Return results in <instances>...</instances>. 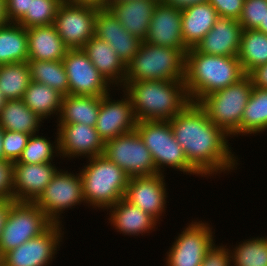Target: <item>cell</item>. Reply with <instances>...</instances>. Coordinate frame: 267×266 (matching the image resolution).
Returning <instances> with one entry per match:
<instances>
[{
	"label": "cell",
	"instance_id": "cell-5",
	"mask_svg": "<svg viewBox=\"0 0 267 266\" xmlns=\"http://www.w3.org/2000/svg\"><path fill=\"white\" fill-rule=\"evenodd\" d=\"M187 50L142 41L138 52L126 64L124 83L147 80H184Z\"/></svg>",
	"mask_w": 267,
	"mask_h": 266
},
{
	"label": "cell",
	"instance_id": "cell-46",
	"mask_svg": "<svg viewBox=\"0 0 267 266\" xmlns=\"http://www.w3.org/2000/svg\"><path fill=\"white\" fill-rule=\"evenodd\" d=\"M12 206V199H0V236Z\"/></svg>",
	"mask_w": 267,
	"mask_h": 266
},
{
	"label": "cell",
	"instance_id": "cell-10",
	"mask_svg": "<svg viewBox=\"0 0 267 266\" xmlns=\"http://www.w3.org/2000/svg\"><path fill=\"white\" fill-rule=\"evenodd\" d=\"M186 225L166 252L164 266H201L205 254L215 244L214 227L209 222L193 219Z\"/></svg>",
	"mask_w": 267,
	"mask_h": 266
},
{
	"label": "cell",
	"instance_id": "cell-38",
	"mask_svg": "<svg viewBox=\"0 0 267 266\" xmlns=\"http://www.w3.org/2000/svg\"><path fill=\"white\" fill-rule=\"evenodd\" d=\"M266 13L267 0H244L238 22L243 30L256 29L260 23H264Z\"/></svg>",
	"mask_w": 267,
	"mask_h": 266
},
{
	"label": "cell",
	"instance_id": "cell-7",
	"mask_svg": "<svg viewBox=\"0 0 267 266\" xmlns=\"http://www.w3.org/2000/svg\"><path fill=\"white\" fill-rule=\"evenodd\" d=\"M136 131L149 149L157 173L165 174L166 168L185 175L201 176L186 159L182 146L176 141L169 121H137Z\"/></svg>",
	"mask_w": 267,
	"mask_h": 266
},
{
	"label": "cell",
	"instance_id": "cell-22",
	"mask_svg": "<svg viewBox=\"0 0 267 266\" xmlns=\"http://www.w3.org/2000/svg\"><path fill=\"white\" fill-rule=\"evenodd\" d=\"M242 30L237 19L219 17L195 49L210 55L238 56Z\"/></svg>",
	"mask_w": 267,
	"mask_h": 266
},
{
	"label": "cell",
	"instance_id": "cell-12",
	"mask_svg": "<svg viewBox=\"0 0 267 266\" xmlns=\"http://www.w3.org/2000/svg\"><path fill=\"white\" fill-rule=\"evenodd\" d=\"M64 224H53L40 236L3 255V266H51L64 240ZM58 248V249H57Z\"/></svg>",
	"mask_w": 267,
	"mask_h": 266
},
{
	"label": "cell",
	"instance_id": "cell-6",
	"mask_svg": "<svg viewBox=\"0 0 267 266\" xmlns=\"http://www.w3.org/2000/svg\"><path fill=\"white\" fill-rule=\"evenodd\" d=\"M252 81L246 74L238 82L205 96L198 104L209 120L231 138L241 136V117L252 92Z\"/></svg>",
	"mask_w": 267,
	"mask_h": 266
},
{
	"label": "cell",
	"instance_id": "cell-27",
	"mask_svg": "<svg viewBox=\"0 0 267 266\" xmlns=\"http://www.w3.org/2000/svg\"><path fill=\"white\" fill-rule=\"evenodd\" d=\"M102 96L67 95L63 96L61 111L56 126L82 123L95 126Z\"/></svg>",
	"mask_w": 267,
	"mask_h": 266
},
{
	"label": "cell",
	"instance_id": "cell-23",
	"mask_svg": "<svg viewBox=\"0 0 267 266\" xmlns=\"http://www.w3.org/2000/svg\"><path fill=\"white\" fill-rule=\"evenodd\" d=\"M82 49L92 64L114 89L115 87H118V89L123 87L126 64L107 42L94 35Z\"/></svg>",
	"mask_w": 267,
	"mask_h": 266
},
{
	"label": "cell",
	"instance_id": "cell-34",
	"mask_svg": "<svg viewBox=\"0 0 267 266\" xmlns=\"http://www.w3.org/2000/svg\"><path fill=\"white\" fill-rule=\"evenodd\" d=\"M31 82L27 62L0 65V91L7 100H19Z\"/></svg>",
	"mask_w": 267,
	"mask_h": 266
},
{
	"label": "cell",
	"instance_id": "cell-28",
	"mask_svg": "<svg viewBox=\"0 0 267 266\" xmlns=\"http://www.w3.org/2000/svg\"><path fill=\"white\" fill-rule=\"evenodd\" d=\"M43 119L34 113L22 99L7 100L0 112V126L4 130L23 132L29 135L39 133Z\"/></svg>",
	"mask_w": 267,
	"mask_h": 266
},
{
	"label": "cell",
	"instance_id": "cell-29",
	"mask_svg": "<svg viewBox=\"0 0 267 266\" xmlns=\"http://www.w3.org/2000/svg\"><path fill=\"white\" fill-rule=\"evenodd\" d=\"M62 99L63 95L57 90L35 81L30 82L22 98L23 102L43 121L54 116L58 119Z\"/></svg>",
	"mask_w": 267,
	"mask_h": 266
},
{
	"label": "cell",
	"instance_id": "cell-41",
	"mask_svg": "<svg viewBox=\"0 0 267 266\" xmlns=\"http://www.w3.org/2000/svg\"><path fill=\"white\" fill-rule=\"evenodd\" d=\"M215 8L219 17L239 19L243 10L244 0H208Z\"/></svg>",
	"mask_w": 267,
	"mask_h": 266
},
{
	"label": "cell",
	"instance_id": "cell-43",
	"mask_svg": "<svg viewBox=\"0 0 267 266\" xmlns=\"http://www.w3.org/2000/svg\"><path fill=\"white\" fill-rule=\"evenodd\" d=\"M31 0H4L5 17L8 23H18L27 11Z\"/></svg>",
	"mask_w": 267,
	"mask_h": 266
},
{
	"label": "cell",
	"instance_id": "cell-31",
	"mask_svg": "<svg viewBox=\"0 0 267 266\" xmlns=\"http://www.w3.org/2000/svg\"><path fill=\"white\" fill-rule=\"evenodd\" d=\"M267 130V89L252 87L241 117V136L258 135Z\"/></svg>",
	"mask_w": 267,
	"mask_h": 266
},
{
	"label": "cell",
	"instance_id": "cell-42",
	"mask_svg": "<svg viewBox=\"0 0 267 266\" xmlns=\"http://www.w3.org/2000/svg\"><path fill=\"white\" fill-rule=\"evenodd\" d=\"M0 199L13 200V163L0 160Z\"/></svg>",
	"mask_w": 267,
	"mask_h": 266
},
{
	"label": "cell",
	"instance_id": "cell-40",
	"mask_svg": "<svg viewBox=\"0 0 267 266\" xmlns=\"http://www.w3.org/2000/svg\"><path fill=\"white\" fill-rule=\"evenodd\" d=\"M201 266H232L230 249L223 243H215L205 254Z\"/></svg>",
	"mask_w": 267,
	"mask_h": 266
},
{
	"label": "cell",
	"instance_id": "cell-45",
	"mask_svg": "<svg viewBox=\"0 0 267 266\" xmlns=\"http://www.w3.org/2000/svg\"><path fill=\"white\" fill-rule=\"evenodd\" d=\"M163 4L183 10L187 7L207 3L208 0H160Z\"/></svg>",
	"mask_w": 267,
	"mask_h": 266
},
{
	"label": "cell",
	"instance_id": "cell-1",
	"mask_svg": "<svg viewBox=\"0 0 267 266\" xmlns=\"http://www.w3.org/2000/svg\"><path fill=\"white\" fill-rule=\"evenodd\" d=\"M169 123L186 159L201 177L228 175L240 165L238 156L229 146L230 136L209 120L198 103L190 102Z\"/></svg>",
	"mask_w": 267,
	"mask_h": 266
},
{
	"label": "cell",
	"instance_id": "cell-3",
	"mask_svg": "<svg viewBox=\"0 0 267 266\" xmlns=\"http://www.w3.org/2000/svg\"><path fill=\"white\" fill-rule=\"evenodd\" d=\"M246 74L238 56L210 55L190 48L186 52L184 84L190 102L238 82Z\"/></svg>",
	"mask_w": 267,
	"mask_h": 266
},
{
	"label": "cell",
	"instance_id": "cell-18",
	"mask_svg": "<svg viewBox=\"0 0 267 266\" xmlns=\"http://www.w3.org/2000/svg\"><path fill=\"white\" fill-rule=\"evenodd\" d=\"M54 163H13V200L34 202L59 170Z\"/></svg>",
	"mask_w": 267,
	"mask_h": 266
},
{
	"label": "cell",
	"instance_id": "cell-39",
	"mask_svg": "<svg viewBox=\"0 0 267 266\" xmlns=\"http://www.w3.org/2000/svg\"><path fill=\"white\" fill-rule=\"evenodd\" d=\"M29 134L4 130L3 153L4 158L10 162H16L26 147Z\"/></svg>",
	"mask_w": 267,
	"mask_h": 266
},
{
	"label": "cell",
	"instance_id": "cell-52",
	"mask_svg": "<svg viewBox=\"0 0 267 266\" xmlns=\"http://www.w3.org/2000/svg\"><path fill=\"white\" fill-rule=\"evenodd\" d=\"M126 1H131V0H108L107 4H119V3H123Z\"/></svg>",
	"mask_w": 267,
	"mask_h": 266
},
{
	"label": "cell",
	"instance_id": "cell-36",
	"mask_svg": "<svg viewBox=\"0 0 267 266\" xmlns=\"http://www.w3.org/2000/svg\"><path fill=\"white\" fill-rule=\"evenodd\" d=\"M55 134L54 141L50 140V137L46 138V136H40L38 133L30 135L20 158L13 163H53L54 158L60 157L58 132H55Z\"/></svg>",
	"mask_w": 267,
	"mask_h": 266
},
{
	"label": "cell",
	"instance_id": "cell-25",
	"mask_svg": "<svg viewBox=\"0 0 267 266\" xmlns=\"http://www.w3.org/2000/svg\"><path fill=\"white\" fill-rule=\"evenodd\" d=\"M27 35L28 60H62L69 50L54 25L27 28Z\"/></svg>",
	"mask_w": 267,
	"mask_h": 266
},
{
	"label": "cell",
	"instance_id": "cell-44",
	"mask_svg": "<svg viewBox=\"0 0 267 266\" xmlns=\"http://www.w3.org/2000/svg\"><path fill=\"white\" fill-rule=\"evenodd\" d=\"M247 75L253 87L267 89V63L255 67Z\"/></svg>",
	"mask_w": 267,
	"mask_h": 266
},
{
	"label": "cell",
	"instance_id": "cell-11",
	"mask_svg": "<svg viewBox=\"0 0 267 266\" xmlns=\"http://www.w3.org/2000/svg\"><path fill=\"white\" fill-rule=\"evenodd\" d=\"M103 154L130 178L157 174L151 153L136 130L106 141Z\"/></svg>",
	"mask_w": 267,
	"mask_h": 266
},
{
	"label": "cell",
	"instance_id": "cell-53",
	"mask_svg": "<svg viewBox=\"0 0 267 266\" xmlns=\"http://www.w3.org/2000/svg\"><path fill=\"white\" fill-rule=\"evenodd\" d=\"M0 266H3V255L0 252Z\"/></svg>",
	"mask_w": 267,
	"mask_h": 266
},
{
	"label": "cell",
	"instance_id": "cell-24",
	"mask_svg": "<svg viewBox=\"0 0 267 266\" xmlns=\"http://www.w3.org/2000/svg\"><path fill=\"white\" fill-rule=\"evenodd\" d=\"M160 0H131L119 4H107L121 25L135 37L144 41L154 9Z\"/></svg>",
	"mask_w": 267,
	"mask_h": 266
},
{
	"label": "cell",
	"instance_id": "cell-37",
	"mask_svg": "<svg viewBox=\"0 0 267 266\" xmlns=\"http://www.w3.org/2000/svg\"><path fill=\"white\" fill-rule=\"evenodd\" d=\"M64 0H31L30 11L18 22L26 29L34 26L53 25L58 7Z\"/></svg>",
	"mask_w": 267,
	"mask_h": 266
},
{
	"label": "cell",
	"instance_id": "cell-21",
	"mask_svg": "<svg viewBox=\"0 0 267 266\" xmlns=\"http://www.w3.org/2000/svg\"><path fill=\"white\" fill-rule=\"evenodd\" d=\"M106 212L107 214L109 212L108 223L116 232H120L119 234L122 233L124 236L137 237L141 235L145 237L146 234L150 235L151 232L156 231L158 224H160L153 216L133 205L124 197L109 207Z\"/></svg>",
	"mask_w": 267,
	"mask_h": 266
},
{
	"label": "cell",
	"instance_id": "cell-4",
	"mask_svg": "<svg viewBox=\"0 0 267 266\" xmlns=\"http://www.w3.org/2000/svg\"><path fill=\"white\" fill-rule=\"evenodd\" d=\"M79 168L85 205L106 211L125 196L129 175L104 154L86 159Z\"/></svg>",
	"mask_w": 267,
	"mask_h": 266
},
{
	"label": "cell",
	"instance_id": "cell-48",
	"mask_svg": "<svg viewBox=\"0 0 267 266\" xmlns=\"http://www.w3.org/2000/svg\"><path fill=\"white\" fill-rule=\"evenodd\" d=\"M6 23H7V20H6V17H5L4 0H0V27H2Z\"/></svg>",
	"mask_w": 267,
	"mask_h": 266
},
{
	"label": "cell",
	"instance_id": "cell-47",
	"mask_svg": "<svg viewBox=\"0 0 267 266\" xmlns=\"http://www.w3.org/2000/svg\"><path fill=\"white\" fill-rule=\"evenodd\" d=\"M76 5L92 6L98 9L106 8L108 0H65Z\"/></svg>",
	"mask_w": 267,
	"mask_h": 266
},
{
	"label": "cell",
	"instance_id": "cell-32",
	"mask_svg": "<svg viewBox=\"0 0 267 266\" xmlns=\"http://www.w3.org/2000/svg\"><path fill=\"white\" fill-rule=\"evenodd\" d=\"M238 59L245 74L267 63V34L256 30H242Z\"/></svg>",
	"mask_w": 267,
	"mask_h": 266
},
{
	"label": "cell",
	"instance_id": "cell-19",
	"mask_svg": "<svg viewBox=\"0 0 267 266\" xmlns=\"http://www.w3.org/2000/svg\"><path fill=\"white\" fill-rule=\"evenodd\" d=\"M181 25V10L159 1L154 9L149 32L144 41L153 45L188 49L184 45Z\"/></svg>",
	"mask_w": 267,
	"mask_h": 266
},
{
	"label": "cell",
	"instance_id": "cell-49",
	"mask_svg": "<svg viewBox=\"0 0 267 266\" xmlns=\"http://www.w3.org/2000/svg\"><path fill=\"white\" fill-rule=\"evenodd\" d=\"M3 136H4V129L0 126V160H6L4 158V153H3Z\"/></svg>",
	"mask_w": 267,
	"mask_h": 266
},
{
	"label": "cell",
	"instance_id": "cell-16",
	"mask_svg": "<svg viewBox=\"0 0 267 266\" xmlns=\"http://www.w3.org/2000/svg\"><path fill=\"white\" fill-rule=\"evenodd\" d=\"M165 177L164 174L160 173L151 176L131 177L124 196L127 201L149 213L159 223L166 214L168 202Z\"/></svg>",
	"mask_w": 267,
	"mask_h": 266
},
{
	"label": "cell",
	"instance_id": "cell-17",
	"mask_svg": "<svg viewBox=\"0 0 267 266\" xmlns=\"http://www.w3.org/2000/svg\"><path fill=\"white\" fill-rule=\"evenodd\" d=\"M56 130L58 132L60 158H67L66 160L87 159L104 153L105 143L99 137L95 126L82 123L63 124L56 126Z\"/></svg>",
	"mask_w": 267,
	"mask_h": 266
},
{
	"label": "cell",
	"instance_id": "cell-15",
	"mask_svg": "<svg viewBox=\"0 0 267 266\" xmlns=\"http://www.w3.org/2000/svg\"><path fill=\"white\" fill-rule=\"evenodd\" d=\"M122 92L121 100L114 99L111 93L102 96L95 129L104 143L136 130L137 119L131 100L123 90Z\"/></svg>",
	"mask_w": 267,
	"mask_h": 266
},
{
	"label": "cell",
	"instance_id": "cell-13",
	"mask_svg": "<svg viewBox=\"0 0 267 266\" xmlns=\"http://www.w3.org/2000/svg\"><path fill=\"white\" fill-rule=\"evenodd\" d=\"M98 8L63 1L58 7L54 26L69 49L82 48L95 35Z\"/></svg>",
	"mask_w": 267,
	"mask_h": 266
},
{
	"label": "cell",
	"instance_id": "cell-8",
	"mask_svg": "<svg viewBox=\"0 0 267 266\" xmlns=\"http://www.w3.org/2000/svg\"><path fill=\"white\" fill-rule=\"evenodd\" d=\"M53 224L35 202L12 200V206L0 236L1 254L4 255L9 250L40 236Z\"/></svg>",
	"mask_w": 267,
	"mask_h": 266
},
{
	"label": "cell",
	"instance_id": "cell-26",
	"mask_svg": "<svg viewBox=\"0 0 267 266\" xmlns=\"http://www.w3.org/2000/svg\"><path fill=\"white\" fill-rule=\"evenodd\" d=\"M218 18L217 11L209 2L181 10L184 45L188 49L195 48L211 30Z\"/></svg>",
	"mask_w": 267,
	"mask_h": 266
},
{
	"label": "cell",
	"instance_id": "cell-9",
	"mask_svg": "<svg viewBox=\"0 0 267 266\" xmlns=\"http://www.w3.org/2000/svg\"><path fill=\"white\" fill-rule=\"evenodd\" d=\"M77 172L59 169L34 201L54 224H62L61 215L66 210L85 204L83 182L79 171Z\"/></svg>",
	"mask_w": 267,
	"mask_h": 266
},
{
	"label": "cell",
	"instance_id": "cell-50",
	"mask_svg": "<svg viewBox=\"0 0 267 266\" xmlns=\"http://www.w3.org/2000/svg\"><path fill=\"white\" fill-rule=\"evenodd\" d=\"M256 30H259L263 32L264 34H267V13L264 19V23H260V25L256 28Z\"/></svg>",
	"mask_w": 267,
	"mask_h": 266
},
{
	"label": "cell",
	"instance_id": "cell-51",
	"mask_svg": "<svg viewBox=\"0 0 267 266\" xmlns=\"http://www.w3.org/2000/svg\"><path fill=\"white\" fill-rule=\"evenodd\" d=\"M6 101H7L6 97L0 91V112H1L4 104L6 103Z\"/></svg>",
	"mask_w": 267,
	"mask_h": 266
},
{
	"label": "cell",
	"instance_id": "cell-20",
	"mask_svg": "<svg viewBox=\"0 0 267 266\" xmlns=\"http://www.w3.org/2000/svg\"><path fill=\"white\" fill-rule=\"evenodd\" d=\"M95 36L107 42L125 64L135 56L142 42L131 35L107 8L97 10Z\"/></svg>",
	"mask_w": 267,
	"mask_h": 266
},
{
	"label": "cell",
	"instance_id": "cell-30",
	"mask_svg": "<svg viewBox=\"0 0 267 266\" xmlns=\"http://www.w3.org/2000/svg\"><path fill=\"white\" fill-rule=\"evenodd\" d=\"M27 29L18 23L0 27V65L28 61Z\"/></svg>",
	"mask_w": 267,
	"mask_h": 266
},
{
	"label": "cell",
	"instance_id": "cell-2",
	"mask_svg": "<svg viewBox=\"0 0 267 266\" xmlns=\"http://www.w3.org/2000/svg\"><path fill=\"white\" fill-rule=\"evenodd\" d=\"M137 121H169L189 103L184 80H147L124 83Z\"/></svg>",
	"mask_w": 267,
	"mask_h": 266
},
{
	"label": "cell",
	"instance_id": "cell-33",
	"mask_svg": "<svg viewBox=\"0 0 267 266\" xmlns=\"http://www.w3.org/2000/svg\"><path fill=\"white\" fill-rule=\"evenodd\" d=\"M31 81L45 84L63 96L69 95V83L62 60H28Z\"/></svg>",
	"mask_w": 267,
	"mask_h": 266
},
{
	"label": "cell",
	"instance_id": "cell-35",
	"mask_svg": "<svg viewBox=\"0 0 267 266\" xmlns=\"http://www.w3.org/2000/svg\"><path fill=\"white\" fill-rule=\"evenodd\" d=\"M227 247L232 266H267V236L250 237L238 242L236 247Z\"/></svg>",
	"mask_w": 267,
	"mask_h": 266
},
{
	"label": "cell",
	"instance_id": "cell-14",
	"mask_svg": "<svg viewBox=\"0 0 267 266\" xmlns=\"http://www.w3.org/2000/svg\"><path fill=\"white\" fill-rule=\"evenodd\" d=\"M62 61L68 77L70 95L104 96L114 90L82 48L69 49Z\"/></svg>",
	"mask_w": 267,
	"mask_h": 266
}]
</instances>
